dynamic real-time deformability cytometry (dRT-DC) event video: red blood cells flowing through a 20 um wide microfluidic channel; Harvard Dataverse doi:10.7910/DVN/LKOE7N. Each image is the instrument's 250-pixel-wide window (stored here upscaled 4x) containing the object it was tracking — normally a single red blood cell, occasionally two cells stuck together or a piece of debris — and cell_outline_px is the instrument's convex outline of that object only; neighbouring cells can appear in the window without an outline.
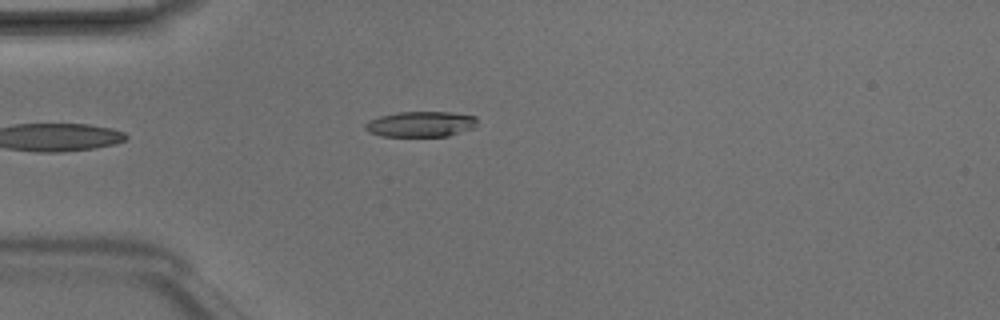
{"species": "Egyptian fruit bat (a non-hibernating species)", "species_latin": "Rousettus aegyptiacus", "temperature_condition": "room temperature", "stored_images_in_passage": 5, "camera_frame_rate_fps": 3000, "um_per_image_px": 0.085, "animal": {"sex": "male"}, "frame": {"image": 1, "passage_image": 5, "time_ms": 1.333, "image_size_px": [1000, 320], "cell_outline_px": [[476, 124], [472, 128], [448, 136], [380, 136], [368, 132], [364, 128], [364, 124], [368, 120], [380, 116], [396, 112], [452, 112], [476, 116]], "centroid_in_image_um": [35.71, 10.54], "position_along_channel_um": 49.3, "area_um2": 16.7}}